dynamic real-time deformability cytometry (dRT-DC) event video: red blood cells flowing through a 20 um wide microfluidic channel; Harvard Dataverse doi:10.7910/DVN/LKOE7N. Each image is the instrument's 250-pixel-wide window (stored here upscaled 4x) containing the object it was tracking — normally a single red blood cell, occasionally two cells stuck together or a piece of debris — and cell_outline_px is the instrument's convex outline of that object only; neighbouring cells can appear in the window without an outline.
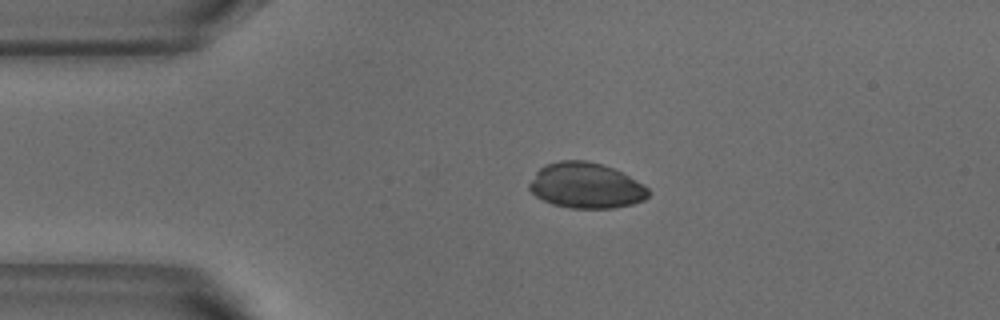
{"species": "common noctule bat (a hibernating species)", "species_latin": "Nyctalus noctula", "temperature_condition": "warm", "stored_images_in_passage": 4, "camera_frame_rate_fps": 3000, "um_per_image_px": 0.085, "animal": {"sex": "male", "body_mass_g": 18.8}, "frame": {"image": 1, "passage_image": 1, "time_ms": 0.0, "image_size_px": [1000, 320], "cell_outline_px": [[648, 196], [644, 200], [632, 204], [616, 208], [572, 208], [552, 204], [536, 196], [528, 188], [528, 184], [536, 172], [544, 164], [560, 160], [588, 160], [612, 168], [644, 184], [648, 188]], "centroid_in_image_um": [49.79, 15.77], "position_along_channel_um": 35.2, "area_um2": 31.56}}